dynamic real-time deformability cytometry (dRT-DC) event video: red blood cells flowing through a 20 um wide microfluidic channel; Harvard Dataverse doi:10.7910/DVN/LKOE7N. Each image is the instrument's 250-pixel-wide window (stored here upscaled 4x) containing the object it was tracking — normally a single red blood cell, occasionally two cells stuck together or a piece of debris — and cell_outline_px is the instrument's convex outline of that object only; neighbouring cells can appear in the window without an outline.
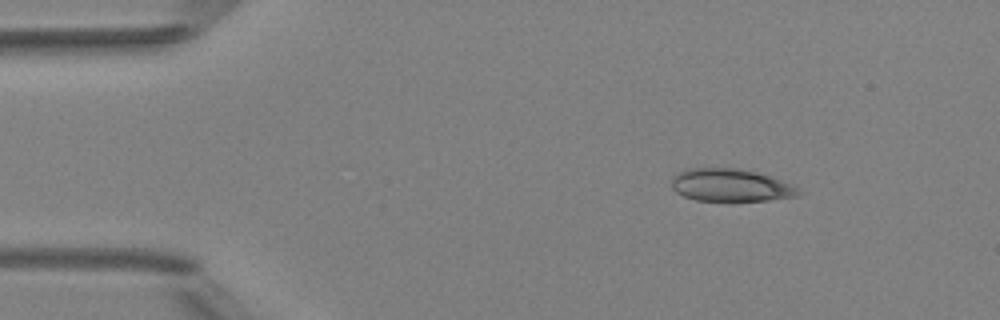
{"species": "Egyptian fruit bat (a non-hibernating species)", "species_latin": "Rousettus aegyptiacus", "temperature_condition": "room temperature", "stored_images_in_passage": 4, "camera_frame_rate_fps": 3000, "um_per_image_px": 0.085, "animal": {"sex": "female"}, "frame": {"image": 1, "passage_image": 2, "time_ms": 1.0, "image_size_px": [1000, 320], "cell_outline_px": [[804, 192], [800, 196], [768, 200], [732, 204], [696, 200], [684, 196], [676, 192], [672, 188], [672, 180], [680, 172], [688, 168], [736, 168], [756, 172], [792, 184]], "centroid_in_image_um": [62.15, 15.8], "position_along_channel_um": 22.8, "area_um2": 24.91}}